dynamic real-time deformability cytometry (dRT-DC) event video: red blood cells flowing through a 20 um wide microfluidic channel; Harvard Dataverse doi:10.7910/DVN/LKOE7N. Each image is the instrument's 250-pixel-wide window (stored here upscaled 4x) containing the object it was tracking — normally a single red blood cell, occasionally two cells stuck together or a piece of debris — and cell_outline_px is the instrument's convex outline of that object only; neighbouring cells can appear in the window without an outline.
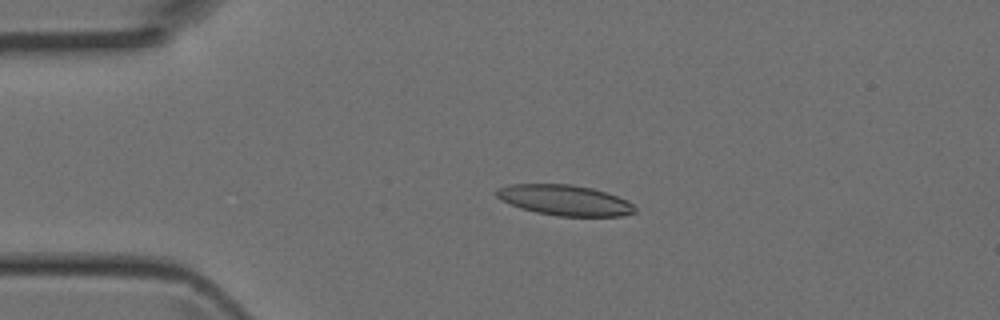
{"species": "Egyptian fruit bat (a non-hibernating species)", "species_latin": "Rousettus aegyptiacus", "temperature_condition": "room temperature", "stored_images_in_passage": 6, "camera_frame_rate_fps": 3000, "um_per_image_px": 0.085, "animal": {"sex": "female"}, "frame": {"image": 1, "passage_image": 3, "time_ms": 0.667, "image_size_px": [1000, 320], "cell_outline_px": [[636, 212], [624, 216], [556, 216], [536, 212], [520, 208], [500, 200], [496, 196], [496, 188], [512, 184], [572, 184], [592, 188], [628, 200], [636, 208]], "centroid_in_image_um": [47.99, 17.02], "position_along_channel_um": 37.0, "area_um2": 24.68}}
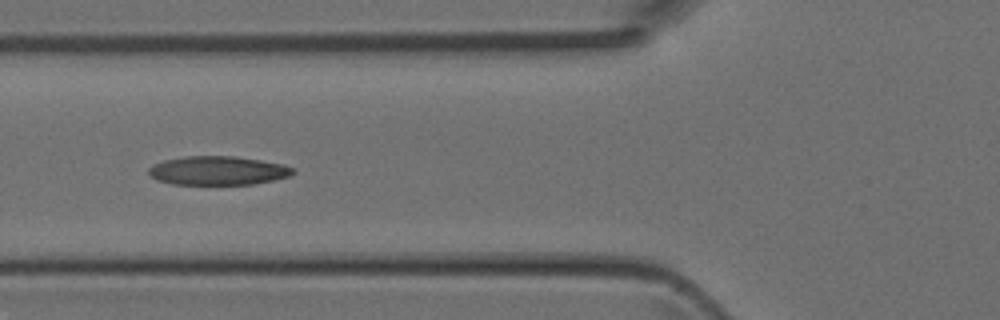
{"frame": {"image": 2, "passage_image": 5, "time_ms": 1.333, "image_size_px": [1000, 320], "cell_outline_px": [[296, 172], [288, 176], [272, 180], [252, 184], [172, 184], [156, 180], [148, 172], [148, 168], [164, 160], [184, 156], [236, 156], [284, 164], [292, 168]], "centroid_in_image_um": [18.51, 14.49], "position_along_channel_um": 107.3, "area_um2": 24.1}}
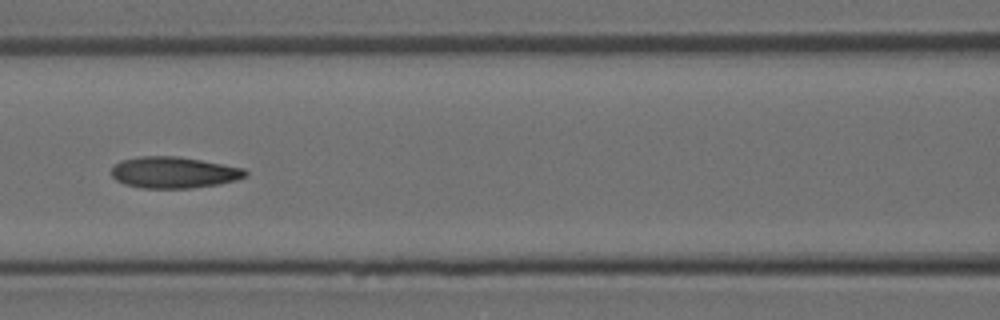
{"frame": {"image": 3, "passage_image": 6, "time_ms": 1.667, "image_size_px": [1000, 320], "cell_outline_px": [[248, 176], [236, 180], [220, 184], [192, 188], [140, 188], [124, 184], [116, 180], [112, 176], [112, 168], [120, 160], [140, 156], [180, 156], [244, 168], [248, 172]], "centroid_in_image_um": [14.79, 14.66], "position_along_channel_um": 151.8, "area_um2": 24.68}}